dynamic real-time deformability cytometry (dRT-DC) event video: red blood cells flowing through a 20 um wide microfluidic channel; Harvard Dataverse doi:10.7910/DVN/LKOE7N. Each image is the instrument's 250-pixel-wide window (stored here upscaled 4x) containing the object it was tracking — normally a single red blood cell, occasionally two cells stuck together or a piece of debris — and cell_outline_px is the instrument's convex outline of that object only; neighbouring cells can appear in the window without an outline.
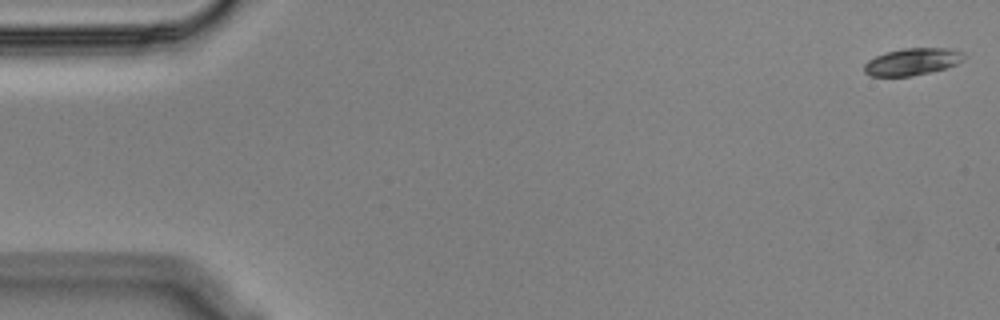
{"species": "Egyptian fruit bat (a non-hibernating species)", "species_latin": "Rousettus aegyptiacus", "temperature_condition": "cold", "stored_images_in_passage": 11, "camera_frame_rate_fps": 3000, "um_per_image_px": 0.085, "animal": {"sex": "male"}, "frame": {"image": 1, "passage_image": 1, "time_ms": 0.0, "image_size_px": [1000, 320], "cell_outline_px": [[968, 56], [964, 60], [948, 68], [932, 72], [912, 76], [872, 76], [864, 72], [864, 64], [868, 60], [884, 52], [904, 48], [952, 48], [964, 52]], "centroid_in_image_um": [77.61, 5.24], "position_along_channel_um": 7.4, "area_um2": 16.07}}